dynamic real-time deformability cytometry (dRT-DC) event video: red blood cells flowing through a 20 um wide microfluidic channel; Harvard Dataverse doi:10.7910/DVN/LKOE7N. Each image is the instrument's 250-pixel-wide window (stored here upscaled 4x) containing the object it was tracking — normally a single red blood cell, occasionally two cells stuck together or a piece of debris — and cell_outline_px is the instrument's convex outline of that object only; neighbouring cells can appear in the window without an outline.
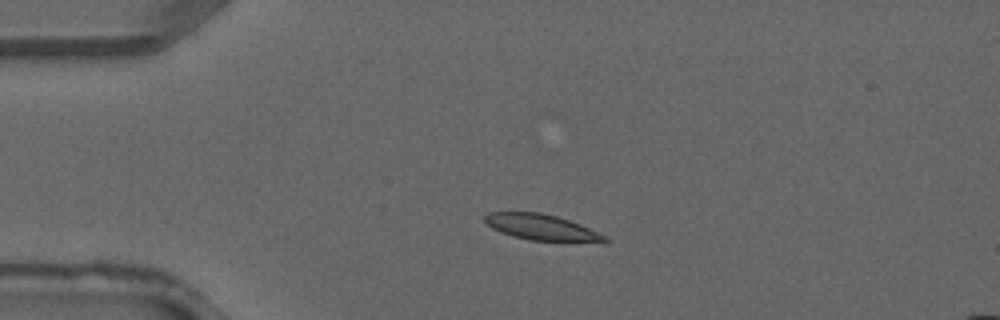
{"species": "common noctule bat (a hibernating species)", "species_latin": "Nyctalus noctula", "temperature_condition": "warm", "stored_images_in_passage": 3, "camera_frame_rate_fps": 3000, "um_per_image_px": 0.085, "animal": {"sex": "male", "forearm_length_mm": 52.5}, "frame": {"image": 1, "passage_image": 2, "time_ms": 0.333, "image_size_px": [1000, 320], "cell_outline_px": [[612, 240], [528, 240], [512, 236], [500, 232], [492, 228], [484, 220], [484, 216], [488, 212], [540, 212], [556, 216], [580, 224]], "centroid_in_image_um": [45.87, 19.28], "position_along_channel_um": 39.1, "area_um2": 17.34}}
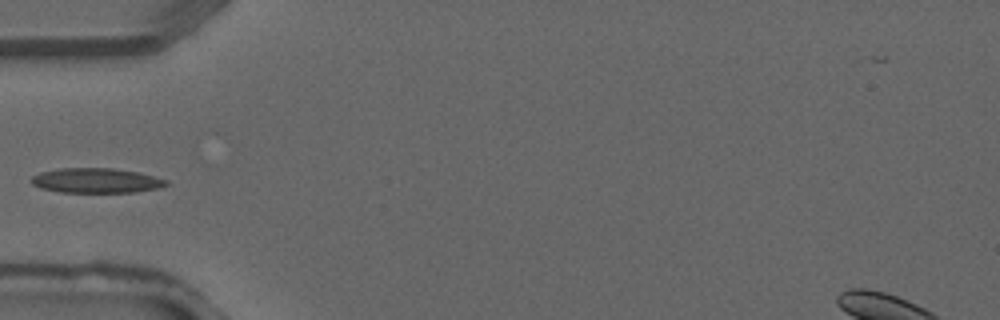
{"frame": {"image": 2, "passage_image": 3, "time_ms": 0.667, "image_size_px": [1000, 320], "cell_outline_px": [[168, 184], [160, 188], [136, 192], [60, 192], [40, 188], [32, 184], [28, 180], [32, 176], [40, 172], [60, 168], [112, 168], [136, 172], [168, 180]], "centroid_in_image_um": [8.14, 15.35], "position_along_channel_um": 76.9, "area_um2": 19.54}}